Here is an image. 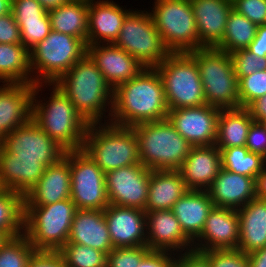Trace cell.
I'll list each match as a JSON object with an SVG mask.
<instances>
[{
  "instance_id": "obj_42",
  "label": "cell",
  "mask_w": 266,
  "mask_h": 267,
  "mask_svg": "<svg viewBox=\"0 0 266 267\" xmlns=\"http://www.w3.org/2000/svg\"><path fill=\"white\" fill-rule=\"evenodd\" d=\"M211 267H249L248 254L237 249H216L202 251Z\"/></svg>"
},
{
  "instance_id": "obj_33",
  "label": "cell",
  "mask_w": 266,
  "mask_h": 267,
  "mask_svg": "<svg viewBox=\"0 0 266 267\" xmlns=\"http://www.w3.org/2000/svg\"><path fill=\"white\" fill-rule=\"evenodd\" d=\"M256 31L255 23L232 9L228 15L222 42L216 48L228 54L247 49L254 40Z\"/></svg>"
},
{
  "instance_id": "obj_9",
  "label": "cell",
  "mask_w": 266,
  "mask_h": 267,
  "mask_svg": "<svg viewBox=\"0 0 266 267\" xmlns=\"http://www.w3.org/2000/svg\"><path fill=\"white\" fill-rule=\"evenodd\" d=\"M189 54L199 68L206 104L219 109L240 108L231 55L217 48H200Z\"/></svg>"
},
{
  "instance_id": "obj_6",
  "label": "cell",
  "mask_w": 266,
  "mask_h": 267,
  "mask_svg": "<svg viewBox=\"0 0 266 267\" xmlns=\"http://www.w3.org/2000/svg\"><path fill=\"white\" fill-rule=\"evenodd\" d=\"M133 130L139 161L150 170H179L192 148L167 119L141 123Z\"/></svg>"
},
{
  "instance_id": "obj_24",
  "label": "cell",
  "mask_w": 266,
  "mask_h": 267,
  "mask_svg": "<svg viewBox=\"0 0 266 267\" xmlns=\"http://www.w3.org/2000/svg\"><path fill=\"white\" fill-rule=\"evenodd\" d=\"M33 91V84H0V133L3 136L31 119Z\"/></svg>"
},
{
  "instance_id": "obj_46",
  "label": "cell",
  "mask_w": 266,
  "mask_h": 267,
  "mask_svg": "<svg viewBox=\"0 0 266 267\" xmlns=\"http://www.w3.org/2000/svg\"><path fill=\"white\" fill-rule=\"evenodd\" d=\"M0 43L21 44L19 25L12 12L0 17Z\"/></svg>"
},
{
  "instance_id": "obj_51",
  "label": "cell",
  "mask_w": 266,
  "mask_h": 267,
  "mask_svg": "<svg viewBox=\"0 0 266 267\" xmlns=\"http://www.w3.org/2000/svg\"><path fill=\"white\" fill-rule=\"evenodd\" d=\"M246 109L252 119L256 122H262L266 119V95L252 101Z\"/></svg>"
},
{
  "instance_id": "obj_47",
  "label": "cell",
  "mask_w": 266,
  "mask_h": 267,
  "mask_svg": "<svg viewBox=\"0 0 266 267\" xmlns=\"http://www.w3.org/2000/svg\"><path fill=\"white\" fill-rule=\"evenodd\" d=\"M176 257L173 252L150 250L137 267H175Z\"/></svg>"
},
{
  "instance_id": "obj_40",
  "label": "cell",
  "mask_w": 266,
  "mask_h": 267,
  "mask_svg": "<svg viewBox=\"0 0 266 267\" xmlns=\"http://www.w3.org/2000/svg\"><path fill=\"white\" fill-rule=\"evenodd\" d=\"M230 55L237 80L241 77L251 75L256 71L266 70V57L256 56L248 49H241L232 52Z\"/></svg>"
},
{
  "instance_id": "obj_20",
  "label": "cell",
  "mask_w": 266,
  "mask_h": 267,
  "mask_svg": "<svg viewBox=\"0 0 266 267\" xmlns=\"http://www.w3.org/2000/svg\"><path fill=\"white\" fill-rule=\"evenodd\" d=\"M132 9L114 0H89L87 45L114 43Z\"/></svg>"
},
{
  "instance_id": "obj_28",
  "label": "cell",
  "mask_w": 266,
  "mask_h": 267,
  "mask_svg": "<svg viewBox=\"0 0 266 267\" xmlns=\"http://www.w3.org/2000/svg\"><path fill=\"white\" fill-rule=\"evenodd\" d=\"M213 206L208 191L188 190L174 203L171 211L183 232L194 241L201 234Z\"/></svg>"
},
{
  "instance_id": "obj_8",
  "label": "cell",
  "mask_w": 266,
  "mask_h": 267,
  "mask_svg": "<svg viewBox=\"0 0 266 267\" xmlns=\"http://www.w3.org/2000/svg\"><path fill=\"white\" fill-rule=\"evenodd\" d=\"M29 53L33 85L55 83L87 54V44L78 37L51 30Z\"/></svg>"
},
{
  "instance_id": "obj_18",
  "label": "cell",
  "mask_w": 266,
  "mask_h": 267,
  "mask_svg": "<svg viewBox=\"0 0 266 267\" xmlns=\"http://www.w3.org/2000/svg\"><path fill=\"white\" fill-rule=\"evenodd\" d=\"M147 241L150 250L180 254L193 249V241L183 232L171 210L146 212Z\"/></svg>"
},
{
  "instance_id": "obj_25",
  "label": "cell",
  "mask_w": 266,
  "mask_h": 267,
  "mask_svg": "<svg viewBox=\"0 0 266 267\" xmlns=\"http://www.w3.org/2000/svg\"><path fill=\"white\" fill-rule=\"evenodd\" d=\"M253 177L221 168L207 190L214 206L238 210L256 197Z\"/></svg>"
},
{
  "instance_id": "obj_32",
  "label": "cell",
  "mask_w": 266,
  "mask_h": 267,
  "mask_svg": "<svg viewBox=\"0 0 266 267\" xmlns=\"http://www.w3.org/2000/svg\"><path fill=\"white\" fill-rule=\"evenodd\" d=\"M33 84L29 50L22 44L0 43V84Z\"/></svg>"
},
{
  "instance_id": "obj_39",
  "label": "cell",
  "mask_w": 266,
  "mask_h": 267,
  "mask_svg": "<svg viewBox=\"0 0 266 267\" xmlns=\"http://www.w3.org/2000/svg\"><path fill=\"white\" fill-rule=\"evenodd\" d=\"M16 23L19 25L21 44L28 50L44 40L51 31V22L48 14L42 19L16 21Z\"/></svg>"
},
{
  "instance_id": "obj_15",
  "label": "cell",
  "mask_w": 266,
  "mask_h": 267,
  "mask_svg": "<svg viewBox=\"0 0 266 267\" xmlns=\"http://www.w3.org/2000/svg\"><path fill=\"white\" fill-rule=\"evenodd\" d=\"M219 108L204 104L169 110L167 120L192 146L215 145Z\"/></svg>"
},
{
  "instance_id": "obj_16",
  "label": "cell",
  "mask_w": 266,
  "mask_h": 267,
  "mask_svg": "<svg viewBox=\"0 0 266 267\" xmlns=\"http://www.w3.org/2000/svg\"><path fill=\"white\" fill-rule=\"evenodd\" d=\"M114 248L146 246V212L137 208L109 204L104 209Z\"/></svg>"
},
{
  "instance_id": "obj_35",
  "label": "cell",
  "mask_w": 266,
  "mask_h": 267,
  "mask_svg": "<svg viewBox=\"0 0 266 267\" xmlns=\"http://www.w3.org/2000/svg\"><path fill=\"white\" fill-rule=\"evenodd\" d=\"M24 230V197L7 189H0V232L8 238Z\"/></svg>"
},
{
  "instance_id": "obj_49",
  "label": "cell",
  "mask_w": 266,
  "mask_h": 267,
  "mask_svg": "<svg viewBox=\"0 0 266 267\" xmlns=\"http://www.w3.org/2000/svg\"><path fill=\"white\" fill-rule=\"evenodd\" d=\"M175 267H211L208 257L196 249L177 254Z\"/></svg>"
},
{
  "instance_id": "obj_12",
  "label": "cell",
  "mask_w": 266,
  "mask_h": 267,
  "mask_svg": "<svg viewBox=\"0 0 266 267\" xmlns=\"http://www.w3.org/2000/svg\"><path fill=\"white\" fill-rule=\"evenodd\" d=\"M132 9L124 19L118 38L113 43L132 55L144 68H155L170 52L164 45L149 11Z\"/></svg>"
},
{
  "instance_id": "obj_30",
  "label": "cell",
  "mask_w": 266,
  "mask_h": 267,
  "mask_svg": "<svg viewBox=\"0 0 266 267\" xmlns=\"http://www.w3.org/2000/svg\"><path fill=\"white\" fill-rule=\"evenodd\" d=\"M89 0H69L48 11L51 30L78 37L87 44Z\"/></svg>"
},
{
  "instance_id": "obj_27",
  "label": "cell",
  "mask_w": 266,
  "mask_h": 267,
  "mask_svg": "<svg viewBox=\"0 0 266 267\" xmlns=\"http://www.w3.org/2000/svg\"><path fill=\"white\" fill-rule=\"evenodd\" d=\"M237 211L238 249L250 254L266 247V200L255 197Z\"/></svg>"
},
{
  "instance_id": "obj_23",
  "label": "cell",
  "mask_w": 266,
  "mask_h": 267,
  "mask_svg": "<svg viewBox=\"0 0 266 267\" xmlns=\"http://www.w3.org/2000/svg\"><path fill=\"white\" fill-rule=\"evenodd\" d=\"M222 168L216 145L192 146L179 172L188 190L207 191Z\"/></svg>"
},
{
  "instance_id": "obj_34",
  "label": "cell",
  "mask_w": 266,
  "mask_h": 267,
  "mask_svg": "<svg viewBox=\"0 0 266 267\" xmlns=\"http://www.w3.org/2000/svg\"><path fill=\"white\" fill-rule=\"evenodd\" d=\"M221 153L222 168L241 175L257 176L266 167V158L262 155L249 152L246 146H235L219 149Z\"/></svg>"
},
{
  "instance_id": "obj_54",
  "label": "cell",
  "mask_w": 266,
  "mask_h": 267,
  "mask_svg": "<svg viewBox=\"0 0 266 267\" xmlns=\"http://www.w3.org/2000/svg\"><path fill=\"white\" fill-rule=\"evenodd\" d=\"M44 9L48 12L55 9L63 4H66L69 0H37Z\"/></svg>"
},
{
  "instance_id": "obj_21",
  "label": "cell",
  "mask_w": 266,
  "mask_h": 267,
  "mask_svg": "<svg viewBox=\"0 0 266 267\" xmlns=\"http://www.w3.org/2000/svg\"><path fill=\"white\" fill-rule=\"evenodd\" d=\"M71 195L70 151L57 163L44 169L38 183L24 197V206H44Z\"/></svg>"
},
{
  "instance_id": "obj_56",
  "label": "cell",
  "mask_w": 266,
  "mask_h": 267,
  "mask_svg": "<svg viewBox=\"0 0 266 267\" xmlns=\"http://www.w3.org/2000/svg\"><path fill=\"white\" fill-rule=\"evenodd\" d=\"M7 238L8 237L4 233L0 232V247L7 240Z\"/></svg>"
},
{
  "instance_id": "obj_22",
  "label": "cell",
  "mask_w": 266,
  "mask_h": 267,
  "mask_svg": "<svg viewBox=\"0 0 266 267\" xmlns=\"http://www.w3.org/2000/svg\"><path fill=\"white\" fill-rule=\"evenodd\" d=\"M198 31V49L216 48L223 39L231 0H190Z\"/></svg>"
},
{
  "instance_id": "obj_31",
  "label": "cell",
  "mask_w": 266,
  "mask_h": 267,
  "mask_svg": "<svg viewBox=\"0 0 266 267\" xmlns=\"http://www.w3.org/2000/svg\"><path fill=\"white\" fill-rule=\"evenodd\" d=\"M253 121L246 108L221 109L217 120L215 145L219 149L245 146Z\"/></svg>"
},
{
  "instance_id": "obj_50",
  "label": "cell",
  "mask_w": 266,
  "mask_h": 267,
  "mask_svg": "<svg viewBox=\"0 0 266 267\" xmlns=\"http://www.w3.org/2000/svg\"><path fill=\"white\" fill-rule=\"evenodd\" d=\"M252 54L266 57V25H258L256 36L247 48Z\"/></svg>"
},
{
  "instance_id": "obj_13",
  "label": "cell",
  "mask_w": 266,
  "mask_h": 267,
  "mask_svg": "<svg viewBox=\"0 0 266 267\" xmlns=\"http://www.w3.org/2000/svg\"><path fill=\"white\" fill-rule=\"evenodd\" d=\"M71 195L77 209L104 210L109 205L105 173L82 150L70 151Z\"/></svg>"
},
{
  "instance_id": "obj_45",
  "label": "cell",
  "mask_w": 266,
  "mask_h": 267,
  "mask_svg": "<svg viewBox=\"0 0 266 267\" xmlns=\"http://www.w3.org/2000/svg\"><path fill=\"white\" fill-rule=\"evenodd\" d=\"M245 146L249 152L266 158V127L261 122L253 121L247 135Z\"/></svg>"
},
{
  "instance_id": "obj_10",
  "label": "cell",
  "mask_w": 266,
  "mask_h": 267,
  "mask_svg": "<svg viewBox=\"0 0 266 267\" xmlns=\"http://www.w3.org/2000/svg\"><path fill=\"white\" fill-rule=\"evenodd\" d=\"M148 9L170 53L198 49V31L190 0H153Z\"/></svg>"
},
{
  "instance_id": "obj_7",
  "label": "cell",
  "mask_w": 266,
  "mask_h": 267,
  "mask_svg": "<svg viewBox=\"0 0 266 267\" xmlns=\"http://www.w3.org/2000/svg\"><path fill=\"white\" fill-rule=\"evenodd\" d=\"M77 207L71 198L24 206V230L36 251H59L67 242Z\"/></svg>"
},
{
  "instance_id": "obj_14",
  "label": "cell",
  "mask_w": 266,
  "mask_h": 267,
  "mask_svg": "<svg viewBox=\"0 0 266 267\" xmlns=\"http://www.w3.org/2000/svg\"><path fill=\"white\" fill-rule=\"evenodd\" d=\"M150 171L140 163L105 173L109 204L144 210L148 199Z\"/></svg>"
},
{
  "instance_id": "obj_55",
  "label": "cell",
  "mask_w": 266,
  "mask_h": 267,
  "mask_svg": "<svg viewBox=\"0 0 266 267\" xmlns=\"http://www.w3.org/2000/svg\"><path fill=\"white\" fill-rule=\"evenodd\" d=\"M12 0H0V17L11 13Z\"/></svg>"
},
{
  "instance_id": "obj_3",
  "label": "cell",
  "mask_w": 266,
  "mask_h": 267,
  "mask_svg": "<svg viewBox=\"0 0 266 267\" xmlns=\"http://www.w3.org/2000/svg\"><path fill=\"white\" fill-rule=\"evenodd\" d=\"M31 119L66 151L82 148L89 124L54 83L34 84Z\"/></svg>"
},
{
  "instance_id": "obj_29",
  "label": "cell",
  "mask_w": 266,
  "mask_h": 267,
  "mask_svg": "<svg viewBox=\"0 0 266 267\" xmlns=\"http://www.w3.org/2000/svg\"><path fill=\"white\" fill-rule=\"evenodd\" d=\"M188 188L178 170H151L145 212L171 210Z\"/></svg>"
},
{
  "instance_id": "obj_38",
  "label": "cell",
  "mask_w": 266,
  "mask_h": 267,
  "mask_svg": "<svg viewBox=\"0 0 266 267\" xmlns=\"http://www.w3.org/2000/svg\"><path fill=\"white\" fill-rule=\"evenodd\" d=\"M240 107L246 108L252 101L266 95V70L241 77L238 80Z\"/></svg>"
},
{
  "instance_id": "obj_41",
  "label": "cell",
  "mask_w": 266,
  "mask_h": 267,
  "mask_svg": "<svg viewBox=\"0 0 266 267\" xmlns=\"http://www.w3.org/2000/svg\"><path fill=\"white\" fill-rule=\"evenodd\" d=\"M149 251L147 246L113 248L107 254V267H137Z\"/></svg>"
},
{
  "instance_id": "obj_2",
  "label": "cell",
  "mask_w": 266,
  "mask_h": 267,
  "mask_svg": "<svg viewBox=\"0 0 266 267\" xmlns=\"http://www.w3.org/2000/svg\"><path fill=\"white\" fill-rule=\"evenodd\" d=\"M169 112L164 85L156 68H144L131 80L113 90L109 122L134 127L167 119Z\"/></svg>"
},
{
  "instance_id": "obj_19",
  "label": "cell",
  "mask_w": 266,
  "mask_h": 267,
  "mask_svg": "<svg viewBox=\"0 0 266 267\" xmlns=\"http://www.w3.org/2000/svg\"><path fill=\"white\" fill-rule=\"evenodd\" d=\"M87 55L113 90L144 69L132 55L113 43L87 45Z\"/></svg>"
},
{
  "instance_id": "obj_26",
  "label": "cell",
  "mask_w": 266,
  "mask_h": 267,
  "mask_svg": "<svg viewBox=\"0 0 266 267\" xmlns=\"http://www.w3.org/2000/svg\"><path fill=\"white\" fill-rule=\"evenodd\" d=\"M68 243L81 244L108 254L114 247L104 210L77 209L71 224Z\"/></svg>"
},
{
  "instance_id": "obj_36",
  "label": "cell",
  "mask_w": 266,
  "mask_h": 267,
  "mask_svg": "<svg viewBox=\"0 0 266 267\" xmlns=\"http://www.w3.org/2000/svg\"><path fill=\"white\" fill-rule=\"evenodd\" d=\"M35 251L24 233L7 238L0 247V267H27Z\"/></svg>"
},
{
  "instance_id": "obj_48",
  "label": "cell",
  "mask_w": 266,
  "mask_h": 267,
  "mask_svg": "<svg viewBox=\"0 0 266 267\" xmlns=\"http://www.w3.org/2000/svg\"><path fill=\"white\" fill-rule=\"evenodd\" d=\"M27 267H66L59 251H35Z\"/></svg>"
},
{
  "instance_id": "obj_4",
  "label": "cell",
  "mask_w": 266,
  "mask_h": 267,
  "mask_svg": "<svg viewBox=\"0 0 266 267\" xmlns=\"http://www.w3.org/2000/svg\"><path fill=\"white\" fill-rule=\"evenodd\" d=\"M54 84L88 124L109 122L113 89L87 54Z\"/></svg>"
},
{
  "instance_id": "obj_52",
  "label": "cell",
  "mask_w": 266,
  "mask_h": 267,
  "mask_svg": "<svg viewBox=\"0 0 266 267\" xmlns=\"http://www.w3.org/2000/svg\"><path fill=\"white\" fill-rule=\"evenodd\" d=\"M249 267H266V247L248 254Z\"/></svg>"
},
{
  "instance_id": "obj_53",
  "label": "cell",
  "mask_w": 266,
  "mask_h": 267,
  "mask_svg": "<svg viewBox=\"0 0 266 267\" xmlns=\"http://www.w3.org/2000/svg\"><path fill=\"white\" fill-rule=\"evenodd\" d=\"M256 197L266 200V167L256 178Z\"/></svg>"
},
{
  "instance_id": "obj_11",
  "label": "cell",
  "mask_w": 266,
  "mask_h": 267,
  "mask_svg": "<svg viewBox=\"0 0 266 267\" xmlns=\"http://www.w3.org/2000/svg\"><path fill=\"white\" fill-rule=\"evenodd\" d=\"M169 110L206 104L195 59L189 53H170L157 65Z\"/></svg>"
},
{
  "instance_id": "obj_37",
  "label": "cell",
  "mask_w": 266,
  "mask_h": 267,
  "mask_svg": "<svg viewBox=\"0 0 266 267\" xmlns=\"http://www.w3.org/2000/svg\"><path fill=\"white\" fill-rule=\"evenodd\" d=\"M59 252L66 267H107V254L98 249L67 242Z\"/></svg>"
},
{
  "instance_id": "obj_43",
  "label": "cell",
  "mask_w": 266,
  "mask_h": 267,
  "mask_svg": "<svg viewBox=\"0 0 266 267\" xmlns=\"http://www.w3.org/2000/svg\"><path fill=\"white\" fill-rule=\"evenodd\" d=\"M232 9L258 25H266V0H231Z\"/></svg>"
},
{
  "instance_id": "obj_1",
  "label": "cell",
  "mask_w": 266,
  "mask_h": 267,
  "mask_svg": "<svg viewBox=\"0 0 266 267\" xmlns=\"http://www.w3.org/2000/svg\"><path fill=\"white\" fill-rule=\"evenodd\" d=\"M66 150L32 119L4 135L0 147V189L23 197L38 183L44 169L57 163Z\"/></svg>"
},
{
  "instance_id": "obj_17",
  "label": "cell",
  "mask_w": 266,
  "mask_h": 267,
  "mask_svg": "<svg viewBox=\"0 0 266 267\" xmlns=\"http://www.w3.org/2000/svg\"><path fill=\"white\" fill-rule=\"evenodd\" d=\"M239 246L238 211L213 206L201 234L193 241L198 251L237 249Z\"/></svg>"
},
{
  "instance_id": "obj_58",
  "label": "cell",
  "mask_w": 266,
  "mask_h": 267,
  "mask_svg": "<svg viewBox=\"0 0 266 267\" xmlns=\"http://www.w3.org/2000/svg\"><path fill=\"white\" fill-rule=\"evenodd\" d=\"M266 127V119L261 122Z\"/></svg>"
},
{
  "instance_id": "obj_44",
  "label": "cell",
  "mask_w": 266,
  "mask_h": 267,
  "mask_svg": "<svg viewBox=\"0 0 266 267\" xmlns=\"http://www.w3.org/2000/svg\"><path fill=\"white\" fill-rule=\"evenodd\" d=\"M11 12L15 21L38 20L48 14L37 0H12Z\"/></svg>"
},
{
  "instance_id": "obj_57",
  "label": "cell",
  "mask_w": 266,
  "mask_h": 267,
  "mask_svg": "<svg viewBox=\"0 0 266 267\" xmlns=\"http://www.w3.org/2000/svg\"><path fill=\"white\" fill-rule=\"evenodd\" d=\"M3 138H4V136L0 133V147H1L2 144H3Z\"/></svg>"
},
{
  "instance_id": "obj_5",
  "label": "cell",
  "mask_w": 266,
  "mask_h": 267,
  "mask_svg": "<svg viewBox=\"0 0 266 267\" xmlns=\"http://www.w3.org/2000/svg\"><path fill=\"white\" fill-rule=\"evenodd\" d=\"M104 172L140 164L133 127L110 122L89 124L81 148Z\"/></svg>"
}]
</instances>
